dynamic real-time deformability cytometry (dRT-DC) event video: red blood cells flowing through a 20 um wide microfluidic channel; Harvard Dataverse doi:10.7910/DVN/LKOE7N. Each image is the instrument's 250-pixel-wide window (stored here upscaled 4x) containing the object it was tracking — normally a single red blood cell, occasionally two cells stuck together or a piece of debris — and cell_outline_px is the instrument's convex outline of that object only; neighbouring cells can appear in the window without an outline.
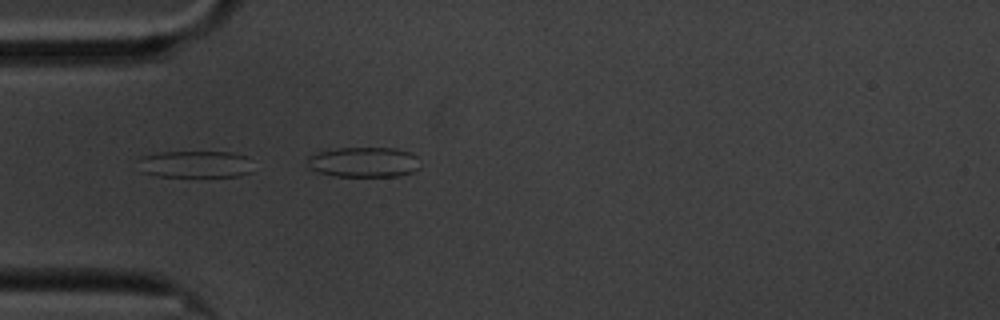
{"species": "common noctule bat (a hibernating species)", "species_latin": "Nyctalus noctula", "temperature_condition": "cold", "stored_images_in_passage": 6, "camera_frame_rate_fps": 3000, "um_per_image_px": 0.085, "animal": {"sex": "male", "body_mass_g": 20.1, "forearm_length_mm": 53.5}, "frame": {"image": 1, "passage_image": 1, "time_ms": 0.0, "image_size_px": [1000, 320], "cell_outline_px": [[252, 172], [240, 176], [156, 176], [140, 172], [140, 156], [160, 152], [232, 152], [248, 156]], "centroid_in_image_um": [16.6, 13.95], "position_along_channel_um": 68.4, "area_um2": 18.15}}
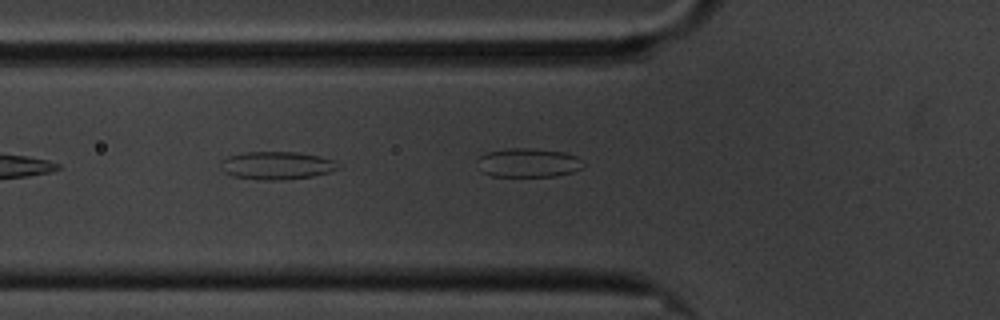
{"frame": {"image": 2, "passage_image": 4, "time_ms": 1.0, "image_size_px": [1000, 320], "cell_outline_px": [[340, 168], [328, 172], [312, 176], [276, 180], [264, 180], [232, 176], [224, 172], [220, 168], [220, 164], [228, 156], [240, 152], [296, 152], [320, 156], [336, 160], [340, 164]], "centroid_in_image_um": [23.53, 14.05], "position_along_channel_um": 102.3, "area_um2": 19.13}}